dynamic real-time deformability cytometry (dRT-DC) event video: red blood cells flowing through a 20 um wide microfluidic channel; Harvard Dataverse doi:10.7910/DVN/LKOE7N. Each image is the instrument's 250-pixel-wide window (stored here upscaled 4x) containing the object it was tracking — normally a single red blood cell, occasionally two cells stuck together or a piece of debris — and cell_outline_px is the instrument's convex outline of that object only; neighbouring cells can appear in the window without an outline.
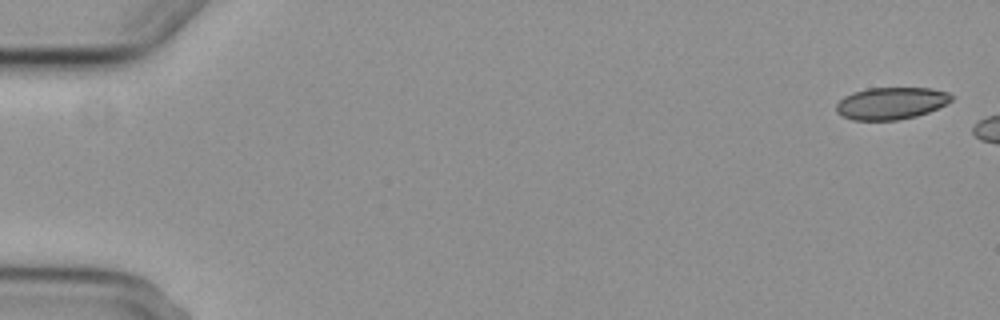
{"species": "common noctule bat (a hibernating species)", "species_latin": "Nyctalus noctula", "temperature_condition": "cold", "stored_images_in_passage": 3, "camera_frame_rate_fps": 3000, "um_per_image_px": 0.085, "animal": {"sex": "female", "body_mass_g": 29.2, "forearm_length_mm": 56.3}, "frame": {"image": 1, "passage_image": 1, "time_ms": 0.0, "image_size_px": [1000, 320], "cell_outline_px": [[952, 100], [928, 112], [916, 116], [896, 120], [852, 120], [836, 112], [836, 104], [844, 96], [852, 92], [868, 88], [932, 88], [948, 92], [952, 96]], "centroid_in_image_um": [75.71, 8.77], "position_along_channel_um": 9.3, "area_um2": 21.44}}